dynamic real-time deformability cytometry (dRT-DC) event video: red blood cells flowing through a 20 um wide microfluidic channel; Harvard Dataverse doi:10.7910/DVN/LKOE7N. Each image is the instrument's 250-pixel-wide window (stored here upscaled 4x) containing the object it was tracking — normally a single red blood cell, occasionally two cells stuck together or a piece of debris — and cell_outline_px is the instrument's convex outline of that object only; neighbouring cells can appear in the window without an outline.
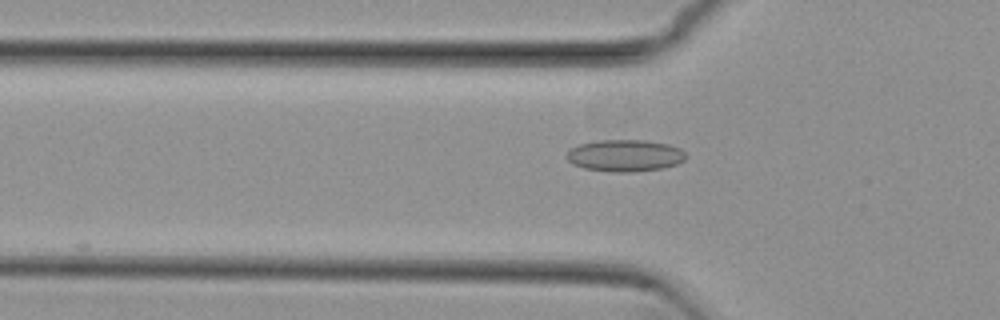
{"species": "common noctule bat (a hibernating species)", "species_latin": "Nyctalus noctula", "temperature_condition": "cold", "stored_images_in_passage": 35, "camera_frame_rate_fps": 3000, "um_per_image_px": 0.085, "animal": {"sex": "female", "body_mass_g": 29.2, "forearm_length_mm": 56.3}, "frame": {"image": 1, "passage_image": 7, "time_ms": 2.0, "image_size_px": [1000, 320], "cell_outline_px": [[688, 156], [684, 160], [676, 164], [664, 168], [632, 172], [612, 172], [584, 168], [572, 164], [568, 160], [568, 152], [572, 148], [580, 144], [600, 140], [644, 140], [668, 144], [680, 148]], "centroid_in_image_um": [53.16, 13.23], "position_along_channel_um": 72.6, "area_um2": 22.08}}
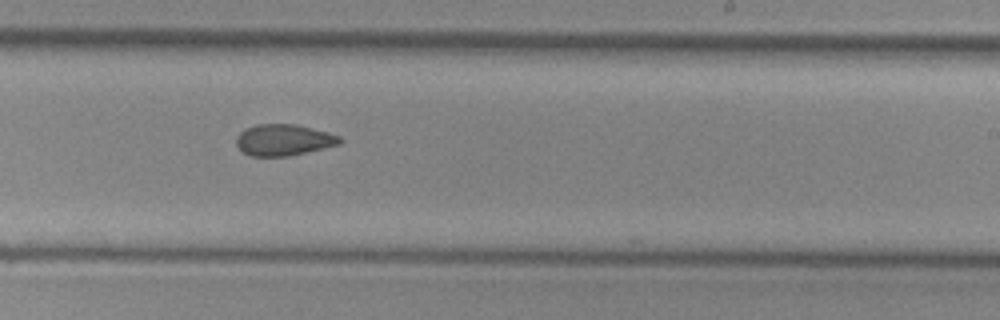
{"frame": {"image": 2, "passage_image": 22, "time_ms": 7.0, "image_size_px": [1000, 320], "cell_outline_px": [[344, 140], [340, 144], [288, 156], [252, 156], [244, 152], [236, 144], [236, 136], [244, 128], [256, 124], [296, 124], [328, 132], [340, 136]], "centroid_in_image_um": [24.11, 11.88], "position_along_channel_um": 264.9, "area_um2": 18.9}}
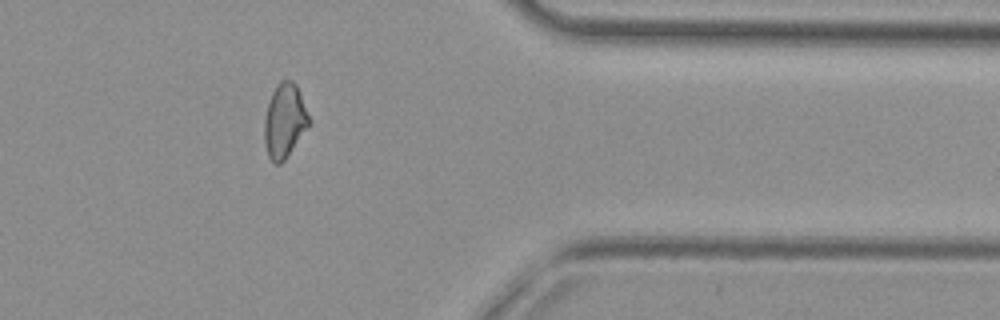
{"frame": {"image": 3, "passage_image": 33, "time_ms": 10.667, "image_size_px": [1000, 320], "cell_outline_px": [[312, 120], [284, 160], [280, 164], [276, 164], [268, 156], [264, 144], [264, 120], [268, 104], [272, 92], [276, 84], [280, 80], [292, 80], [296, 84]], "centroid_in_image_um": [24.18, 10.23], "position_along_channel_um": 387.2, "area_um2": 19.25}, "authors_computed_cell_mechanics": {"area_um2": 19.4208, "velocity_mm_per_s": 3.8334, "shape_relaxation_time_tau1_ms": null, "shape_relaxation_time_tau2_ms": 3.2539, "deformation_change_tau1": null, "deformation_change_tau2": 0.0948}}